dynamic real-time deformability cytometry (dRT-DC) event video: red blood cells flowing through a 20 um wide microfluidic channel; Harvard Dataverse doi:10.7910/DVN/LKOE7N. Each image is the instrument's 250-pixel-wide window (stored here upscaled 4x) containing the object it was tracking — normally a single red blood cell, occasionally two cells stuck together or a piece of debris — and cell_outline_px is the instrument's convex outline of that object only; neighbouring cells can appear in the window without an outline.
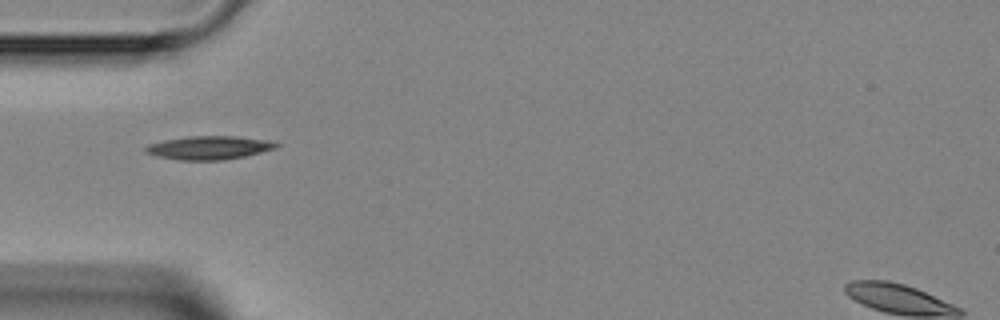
{"species": "Egyptian fruit bat (a non-hibernating species)", "species_latin": "Rousettus aegyptiacus", "temperature_condition": "room temperature", "stored_images_in_passage": 4, "camera_frame_rate_fps": 3000, "um_per_image_px": 0.085, "animal": {"sex": "female"}, "frame": {"image": 1, "passage_image": 3, "time_ms": 3.333, "image_size_px": [1000, 320], "cell_outline_px": [[280, 144], [276, 148], [244, 156], [224, 160], [176, 160], [156, 156], [144, 152], [144, 148], [148, 144], [164, 140], [188, 136], [236, 136], [268, 140]], "centroid_in_image_um": [17.73, 12.55], "position_along_channel_um": 67.3, "area_um2": 17.92}}
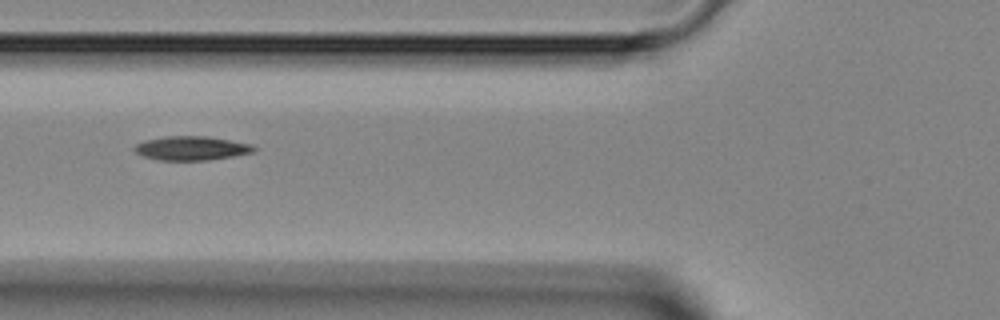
{"frame": {"image": 2, "passage_image": 4, "time_ms": 4.333, "image_size_px": [1000, 320], "cell_outline_px": [[256, 148], [252, 152], [232, 156], [208, 160], [160, 160], [144, 156], [136, 152], [132, 148], [136, 144], [144, 140], [164, 136], [208, 136], [252, 144]], "centroid_in_image_um": [16.25, 12.59], "position_along_channel_um": 109.6, "area_um2": 16.65}}